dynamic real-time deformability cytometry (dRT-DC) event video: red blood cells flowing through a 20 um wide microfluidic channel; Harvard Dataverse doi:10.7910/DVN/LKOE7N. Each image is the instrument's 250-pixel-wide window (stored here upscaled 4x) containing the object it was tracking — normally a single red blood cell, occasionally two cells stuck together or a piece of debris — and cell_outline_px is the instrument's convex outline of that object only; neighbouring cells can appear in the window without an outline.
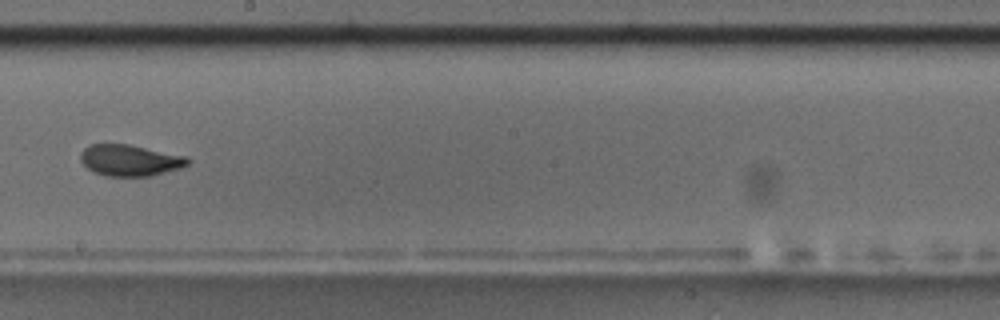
{"species": "common noctule bat (a hibernating species)", "species_latin": "Nyctalus noctula", "temperature_condition": "room temperature", "stored_images_in_passage": 16, "camera_frame_rate_fps": 3000, "um_per_image_px": 0.085, "animal": {"sex": "male", "body_mass_g": 17.5, "forearm_length_mm": 52.3}, "frame": {"image": 1, "passage_image": 10, "time_ms": 11.333, "image_size_px": [1000, 320], "cell_outline_px": [[192, 160], [188, 164], [180, 168], [152, 176], [104, 176], [92, 172], [80, 160], [80, 152], [88, 144], [128, 144], [188, 156]], "centroid_in_image_um": [11.05, 13.62], "position_along_channel_um": 237.2, "area_um2": 19.83}, "authors_computed_cell_mechanics": {"area_um2": 22.2241, "velocity_mm_per_s": 3.59, "shape_relaxation_time_tau1_ms": 2.9579, "shape_relaxation_time_tau2_ms": 0.6172, "deformation_change_tau1": 0.1163, "deformation_change_tau2": 0.0482}}